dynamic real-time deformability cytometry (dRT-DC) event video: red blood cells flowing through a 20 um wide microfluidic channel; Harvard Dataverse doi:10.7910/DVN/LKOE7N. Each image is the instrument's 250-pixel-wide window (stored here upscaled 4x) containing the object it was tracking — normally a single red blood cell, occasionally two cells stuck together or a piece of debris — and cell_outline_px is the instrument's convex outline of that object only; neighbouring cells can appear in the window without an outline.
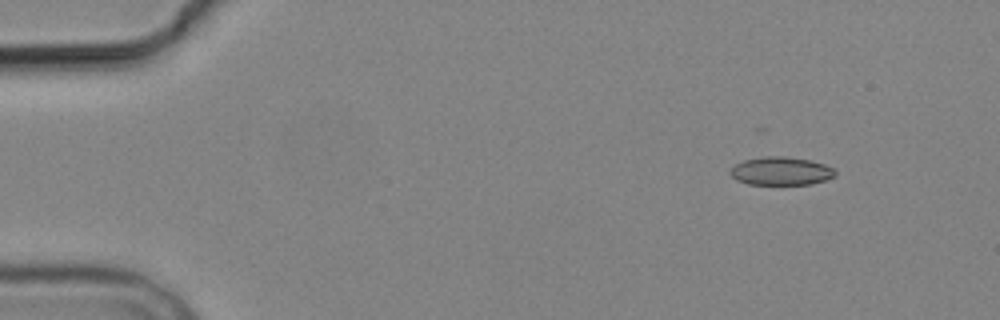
{"species": "common noctule bat (a hibernating species)", "species_latin": "Nyctalus noctula", "temperature_condition": "cold", "stored_images_in_passage": 4, "camera_frame_rate_fps": 3000, "um_per_image_px": 0.085, "animal": {"sex": "male", "body_mass_g": 19.2, "forearm_length_mm": 51.8}, "frame": {"image": 1, "passage_image": 1, "time_ms": 0.0, "image_size_px": [1000, 320], "cell_outline_px": [[836, 176], [812, 184], [748, 184], [736, 180], [728, 172], [736, 164], [744, 160], [764, 156], [784, 156], [808, 160], [824, 164], [832, 168], [836, 172]], "centroid_in_image_um": [66.37, 14.54], "position_along_channel_um": 18.6, "area_um2": 17.17}}
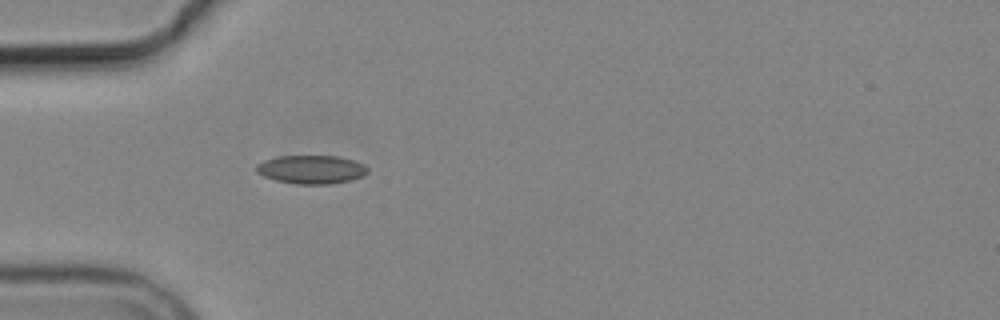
{"frame": {"image": 2, "passage_image": 4, "time_ms": 3.667, "image_size_px": [1000, 320], "cell_outline_px": [[368, 172], [364, 176], [332, 184], [296, 184], [276, 180], [264, 176], [256, 172], [256, 164], [264, 160], [276, 156], [336, 156], [352, 160], [364, 164], [368, 168]], "centroid_in_image_um": [26.45, 14.4], "position_along_channel_um": 58.5, "area_um2": 18.5}}